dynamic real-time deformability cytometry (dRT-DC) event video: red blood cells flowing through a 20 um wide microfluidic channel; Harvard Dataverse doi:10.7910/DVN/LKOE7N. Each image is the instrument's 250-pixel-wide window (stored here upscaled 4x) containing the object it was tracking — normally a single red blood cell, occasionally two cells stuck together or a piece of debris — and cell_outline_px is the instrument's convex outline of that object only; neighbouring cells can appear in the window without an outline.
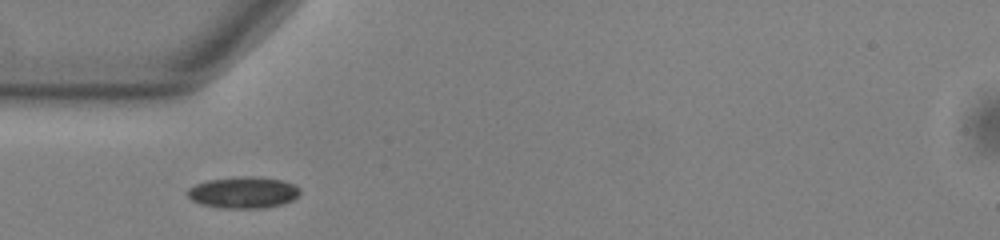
{"species": "common noctule bat (a hibernating species)", "species_latin": "Nyctalus noctula", "temperature_condition": "warm", "stored_images_in_passage": 38, "camera_frame_rate_fps": 3000, "um_per_image_px": 0.085, "animal": {"sex": "male", "body_mass_g": 13.0, "forearm_length_mm": 53.1}, "frame": {"image": 1, "passage_image": 1, "time_ms": 0.0, "image_size_px": [1000, 240], "cell_outline_px": [[300, 196], [292, 200], [280, 204], [264, 208], [220, 208], [200, 204], [192, 200], [184, 192], [188, 188], [196, 184], [208, 180], [240, 176], [260, 176], [284, 180], [300, 188]], "centroid_in_image_um": [20.68, 16.35], "position_along_channel_um": 64.3, "area_um2": 20.92}}
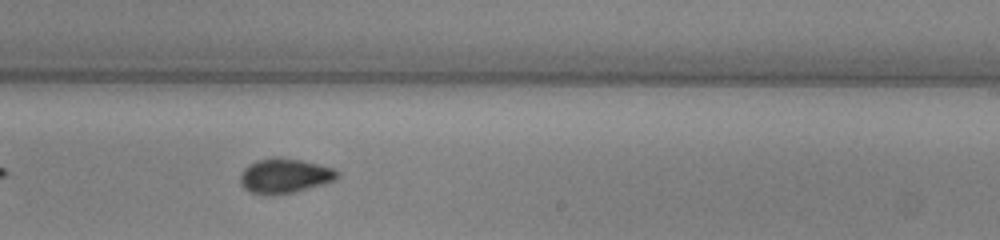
{"frame": {"image": 2, "passage_image": 17, "time_ms": 5.333, "image_size_px": [1000, 240], "cell_outline_px": [[340, 176], [336, 180], [324, 184], [292, 192], [272, 196], [248, 192], [240, 184], [240, 172], [248, 164], [256, 160], [272, 156], [276, 156], [300, 160], [332, 168], [340, 172]], "centroid_in_image_um": [24.15, 14.94], "position_along_channel_um": 264.8, "area_um2": 19.94}}
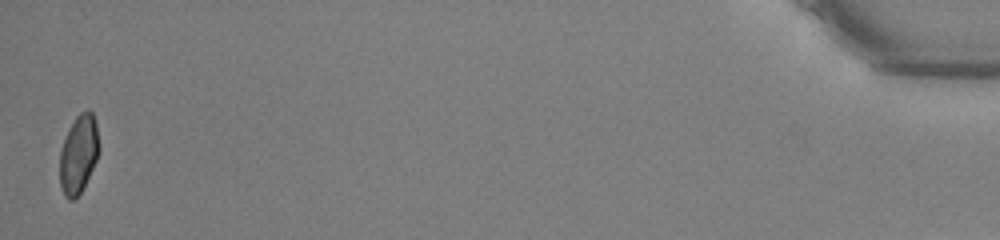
{"frame": {"image": 3, "passage_image": 38, "time_ms": 12.333, "image_size_px": [1000, 240], "cell_outline_px": [[100, 148], [96, 160], [80, 192], [72, 200], [68, 200], [64, 196], [60, 184], [60, 152], [64, 140], [76, 116], [80, 112], [88, 108], [92, 112], [96, 124]], "centroid_in_image_um": [6.68, 13.08], "position_along_channel_um": 428.5, "area_um2": 17.63}, "authors_computed_cell_mechanics": {"area_um2": 18.8717, "velocity_mm_per_s": 3.7726, "shape_relaxation_time_tau1_ms": 4.3089, "shape_relaxation_time_tau2_ms": 4.034, "deformation_change_tau1": 0.1259, "deformation_change_tau2": 0.0487}}